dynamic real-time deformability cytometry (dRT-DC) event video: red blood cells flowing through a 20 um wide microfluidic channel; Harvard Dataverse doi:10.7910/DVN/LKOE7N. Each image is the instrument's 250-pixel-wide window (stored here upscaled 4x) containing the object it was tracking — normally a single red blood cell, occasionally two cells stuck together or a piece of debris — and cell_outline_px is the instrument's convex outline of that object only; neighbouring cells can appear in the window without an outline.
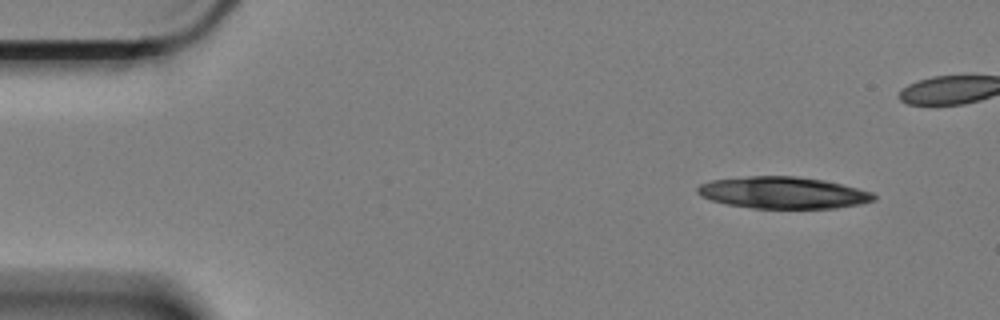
{"species": "Egyptian fruit bat (a non-hibernating species)", "species_latin": "Rousettus aegyptiacus", "temperature_condition": "cold", "stored_images_in_passage": 32, "camera_frame_rate_fps": 3000, "um_per_image_px": 0.085, "animal": {"sex": "female"}, "frame": {"image": 1, "passage_image": 1, "time_ms": 0.0, "image_size_px": [1000, 320], "cell_outline_px": [[876, 200], [860, 204], [836, 208], [752, 208], [728, 204], [712, 200], [700, 196], [696, 192], [696, 188], [700, 184], [712, 180], [748, 176], [796, 176], [824, 180], [872, 192], [876, 196]], "centroid_in_image_um": [66.55, 16.38], "position_along_channel_um": 18.5, "area_um2": 32.54}}